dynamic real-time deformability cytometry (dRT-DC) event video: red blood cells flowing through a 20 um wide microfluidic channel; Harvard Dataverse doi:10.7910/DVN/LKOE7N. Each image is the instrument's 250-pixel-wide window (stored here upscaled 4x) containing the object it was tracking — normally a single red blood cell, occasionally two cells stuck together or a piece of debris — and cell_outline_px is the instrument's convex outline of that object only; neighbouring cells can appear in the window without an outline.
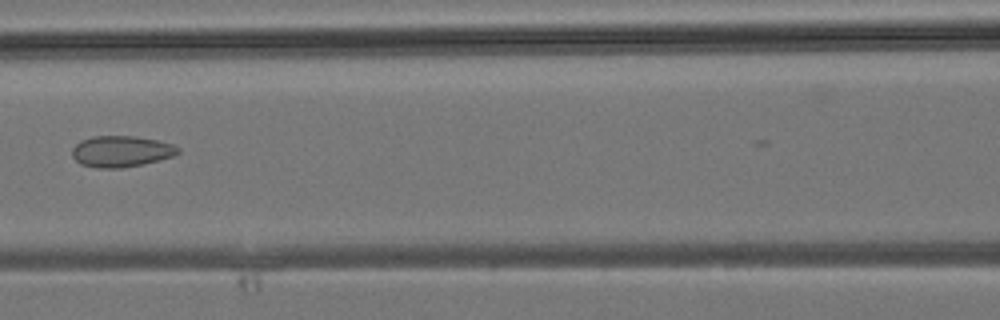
{"species": "common noctule bat (a hibernating species)", "species_latin": "Nyctalus noctula", "temperature_condition": "room temperature", "stored_images_in_passage": 5, "camera_frame_rate_fps": 3000, "um_per_image_px": 0.085, "animal": {"sex": "male", "body_mass_g": 19.2, "forearm_length_mm": 51.8}, "frame": {"image": 1, "passage_image": 4, "time_ms": 1.0, "image_size_px": [1000, 320], "cell_outline_px": [[180, 152], [172, 156], [140, 164], [120, 168], [96, 168], [80, 164], [72, 156], [72, 148], [80, 140], [92, 136], [136, 136], [156, 140], [172, 144], [180, 148]], "centroid_in_image_um": [10.26, 12.86], "position_along_channel_um": 156.3, "area_um2": 19.13}}